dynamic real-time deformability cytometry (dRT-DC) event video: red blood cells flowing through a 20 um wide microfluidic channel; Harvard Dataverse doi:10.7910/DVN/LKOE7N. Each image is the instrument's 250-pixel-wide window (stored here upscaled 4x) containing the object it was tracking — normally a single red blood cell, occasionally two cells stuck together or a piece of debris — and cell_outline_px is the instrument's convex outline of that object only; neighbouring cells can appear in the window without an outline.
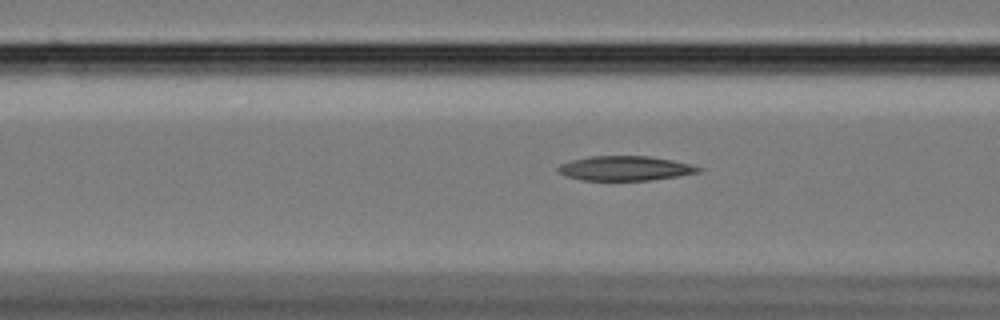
{"species": "Egyptian fruit bat (a non-hibernating species)", "species_latin": "Rousettus aegyptiacus", "temperature_condition": "cold", "stored_images_in_passage": 59, "camera_frame_rate_fps": 3000, "um_per_image_px": 0.085, "animal": {"sex": "female"}, "frame": {"image": 1, "passage_image": 23, "time_ms": 7.333, "image_size_px": [1000, 320], "cell_outline_px": [[704, 168], [700, 172], [652, 180], [580, 180], [564, 176], [556, 168], [560, 164], [572, 160], [592, 156], [648, 156], [672, 160], [692, 164]], "centroid_in_image_um": [53.14, 14.31], "position_along_channel_um": 113.5, "area_um2": 20.11}}
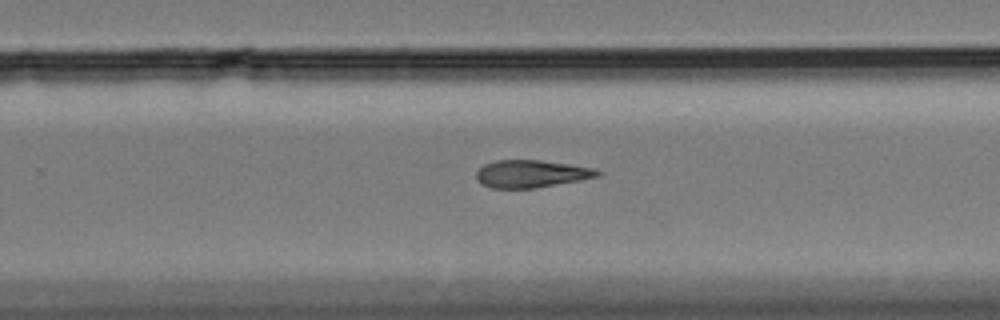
{"frame": {"image": 2, "passage_image": 38, "time_ms": 12.333, "image_size_px": [1000, 320], "cell_outline_px": [[600, 176], [580, 180], [536, 188], [492, 188], [480, 184], [476, 180], [476, 172], [484, 164], [496, 160], [540, 160], [568, 164], [592, 168], [600, 172]], "centroid_in_image_um": [45.1, 14.78], "position_along_channel_um": 284.7, "area_um2": 19.36}}
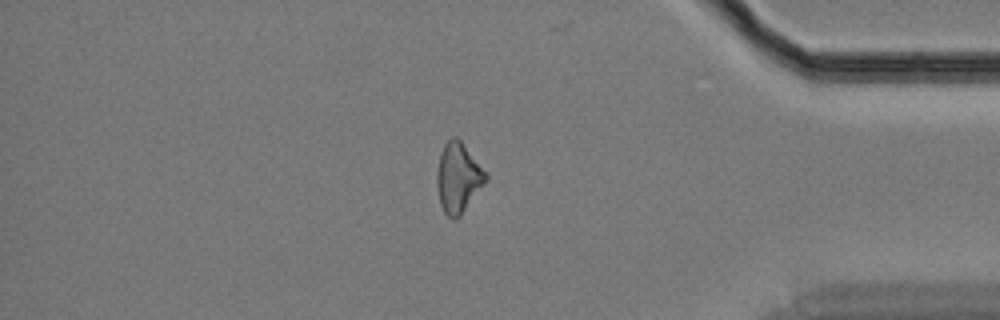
{"frame": {"image": 3, "passage_image": 50, "time_ms": 16.333, "image_size_px": [1000, 320], "cell_outline_px": [[488, 180], [460, 216], [456, 220], [452, 220], [444, 212], [440, 204], [436, 184], [436, 172], [440, 152], [444, 144], [452, 136], [456, 136], [460, 140], [488, 172]], "centroid_in_image_um": [38.95, 15.1], "position_along_channel_um": 396.2, "area_um2": 20.29}}